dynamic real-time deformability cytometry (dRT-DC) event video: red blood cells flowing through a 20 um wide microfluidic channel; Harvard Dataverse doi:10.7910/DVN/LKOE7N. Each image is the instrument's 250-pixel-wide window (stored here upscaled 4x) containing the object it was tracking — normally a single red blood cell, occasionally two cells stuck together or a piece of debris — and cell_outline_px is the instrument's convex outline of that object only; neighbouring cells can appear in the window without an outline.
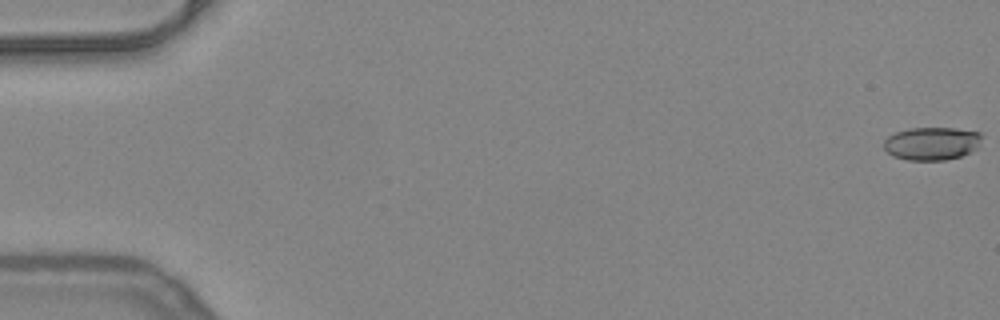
{"species": "common noctule bat (a hibernating species)", "species_latin": "Nyctalus noctula", "temperature_condition": "warm", "stored_images_in_passage": 16, "camera_frame_rate_fps": 3000, "um_per_image_px": 0.085, "animal": {"sex": "female", "body_mass_g": 24.6, "forearm_length_mm": 56.2}, "frame": {"image": 1, "passage_image": 1, "time_ms": 0.0, "image_size_px": [1000, 320], "cell_outline_px": [[984, 136], [976, 148], [960, 156], [944, 160], [908, 160], [892, 156], [884, 148], [884, 140], [888, 136], [896, 132], [908, 128], [956, 128], [980, 132]], "centroid_in_image_um": [79.2, 12.18], "position_along_channel_um": 5.8, "area_um2": 18.9}}
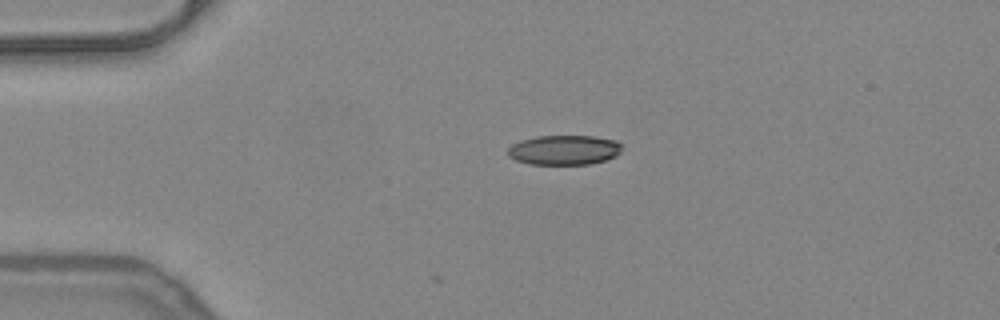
{"frame": {"image": 2, "passage_image": 13, "time_ms": 4.0, "image_size_px": [1000, 320], "cell_outline_px": [[620, 152], [616, 156], [604, 160], [588, 164], [528, 164], [516, 160], [508, 156], [508, 148], [512, 144], [520, 140], [536, 136], [592, 136], [616, 140], [620, 144]], "centroid_in_image_um": [47.92, 12.74], "position_along_channel_um": 37.1, "area_um2": 19.71}}